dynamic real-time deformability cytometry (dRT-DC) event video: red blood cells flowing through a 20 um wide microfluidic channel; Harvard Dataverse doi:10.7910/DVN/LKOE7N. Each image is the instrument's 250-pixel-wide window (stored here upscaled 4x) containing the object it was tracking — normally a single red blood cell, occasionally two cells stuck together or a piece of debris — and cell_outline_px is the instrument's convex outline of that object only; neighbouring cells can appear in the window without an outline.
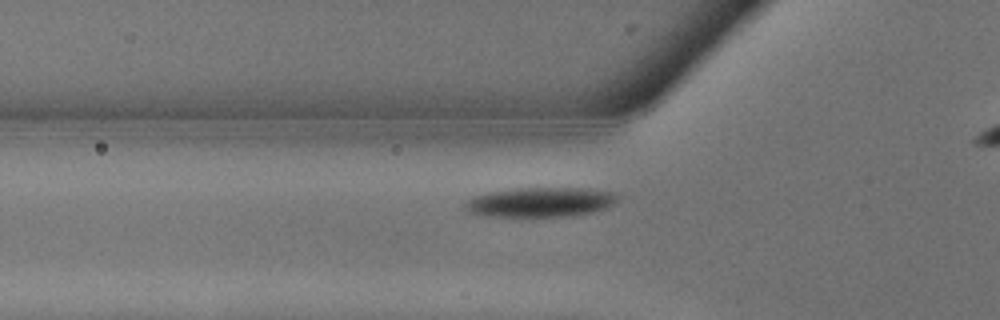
{"species": "common noctule bat (a hibernating species)", "species_latin": "Nyctalus noctula", "temperature_condition": "warm", "stored_images_in_passage": 11, "camera_frame_rate_fps": 3000, "um_per_image_px": 0.085, "animal": {"sex": "male", "body_mass_g": 13.3}, "frame": {"image": 1, "passage_image": 7, "time_ms": 2.0, "image_size_px": [1000, 320], "cell_outline_px": [[620, 196], [608, 208], [592, 212], [572, 216], [492, 216], [472, 212], [464, 208], [464, 204], [468, 200], [476, 196], [488, 192], [512, 188], [592, 188], [616, 192]], "centroid_in_image_um": [46.02, 17.16], "position_along_channel_um": 79.8, "area_um2": 26.36}}
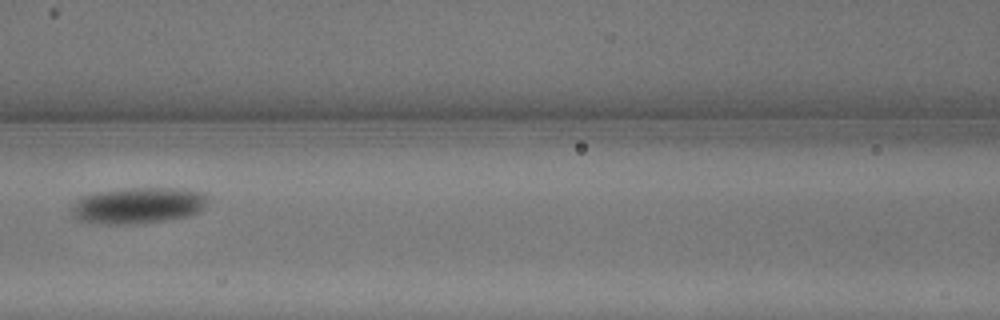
{"frame": {"image": 2, "passage_image": 10, "time_ms": 3.0, "image_size_px": [1000, 320], "cell_outline_px": [[208, 196], [204, 208], [188, 216], [164, 220], [124, 224], [108, 224], [80, 220], [72, 216], [72, 208], [80, 196], [92, 192], [128, 188], [184, 188], [204, 192]], "centroid_in_image_um": [11.75, 17.44], "position_along_channel_um": 154.9, "area_um2": 28.67}}